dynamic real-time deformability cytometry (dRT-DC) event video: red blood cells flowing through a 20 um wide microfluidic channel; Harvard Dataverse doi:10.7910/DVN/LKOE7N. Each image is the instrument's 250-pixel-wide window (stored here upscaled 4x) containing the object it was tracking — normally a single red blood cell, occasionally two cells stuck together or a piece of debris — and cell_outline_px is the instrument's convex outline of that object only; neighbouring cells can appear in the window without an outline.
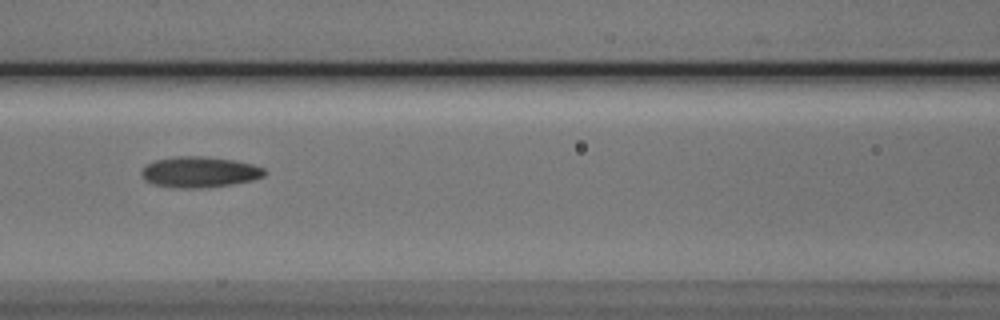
{"species": "Egyptian fruit bat (a non-hibernating species)", "species_latin": "Rousettus aegyptiacus", "temperature_condition": "cold", "stored_images_in_passage": 6, "camera_frame_rate_fps": 3000, "um_per_image_px": 0.085, "animal": {"sex": "male"}, "frame": {"image": 1, "passage_image": 3, "time_ms": 2.333, "image_size_px": [1000, 320], "cell_outline_px": [[268, 172], [264, 176], [252, 180], [232, 184], [200, 188], [176, 188], [152, 184], [144, 180], [140, 172], [148, 164], [156, 160], [176, 156], [204, 156], [232, 160], [252, 164], [264, 168]], "centroid_in_image_um": [16.96, 14.63], "position_along_channel_um": 149.6, "area_um2": 22.08}}
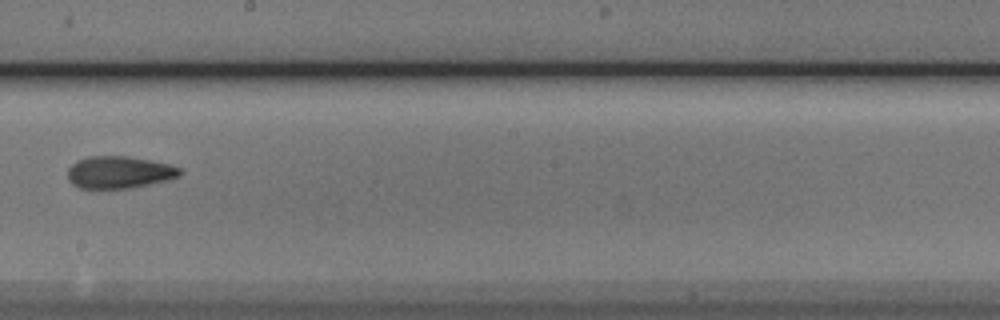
{"frame": {"image": 2, "passage_image": 5, "time_ms": 4.667, "image_size_px": [1000, 320], "cell_outline_px": [[180, 176], [168, 180], [128, 188], [80, 188], [72, 184], [68, 180], [68, 168], [76, 160], [88, 156], [128, 156], [168, 164], [180, 168]], "centroid_in_image_um": [10.09, 14.64], "position_along_channel_um": 238.1, "area_um2": 20.92}}
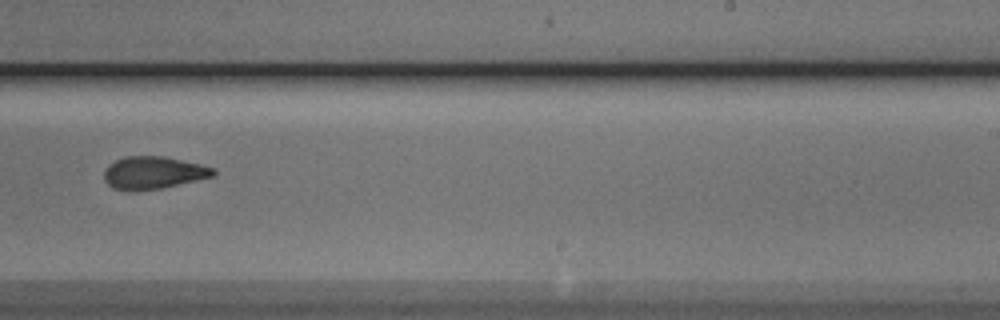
{"frame": {"image": 3, "passage_image": 6, "time_ms": 5.667, "image_size_px": [1000, 320], "cell_outline_px": [[216, 172], [212, 176], [196, 180], [160, 188], [136, 192], [128, 192], [112, 188], [104, 180], [104, 172], [116, 160], [128, 156], [164, 156], [200, 164], [216, 168]], "centroid_in_image_um": [13.02, 14.7], "position_along_channel_um": 276.0, "area_um2": 20.63}}